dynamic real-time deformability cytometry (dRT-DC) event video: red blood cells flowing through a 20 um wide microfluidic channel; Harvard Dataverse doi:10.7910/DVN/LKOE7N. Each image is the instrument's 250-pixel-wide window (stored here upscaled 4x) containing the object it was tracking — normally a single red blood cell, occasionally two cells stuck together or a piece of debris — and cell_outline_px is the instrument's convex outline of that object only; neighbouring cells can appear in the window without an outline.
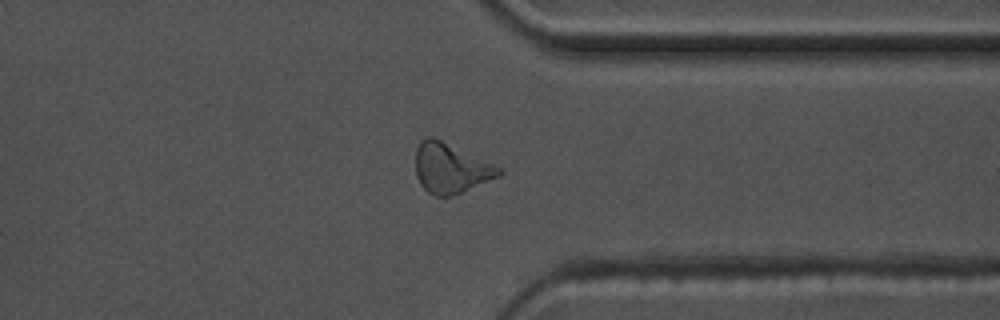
{"species": "common noctule bat (a hibernating species)", "species_latin": "Nyctalus noctula", "temperature_condition": "warm", "stored_images_in_passage": 35, "camera_frame_rate_fps": 3000, "um_per_image_px": 0.085, "animal": {"sex": "male", "body_mass_g": 17.5, "forearm_length_mm": 52.3}, "frame": {"image": 1, "passage_image": 26, "time_ms": 8.333, "image_size_px": [1000, 320], "cell_outline_px": [[504, 172], [500, 176], [460, 192], [448, 196], [436, 196], [428, 192], [420, 184], [416, 176], [416, 148], [420, 140], [424, 136], [432, 136], [492, 164], [500, 168]], "centroid_in_image_um": [38.26, 14.29], "position_along_channel_um": 373.1, "area_um2": 23.76}}
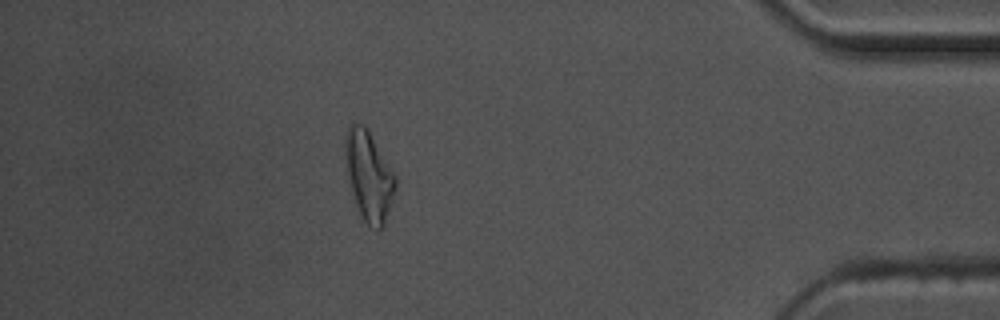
{"frame": {"image": 2, "passage_image": 32, "time_ms": 10.333, "image_size_px": [1000, 320], "cell_outline_px": [[396, 188], [384, 224], [380, 228], [368, 224], [364, 220], [356, 204], [348, 172], [344, 152], [344, 132], [348, 124], [364, 124], [368, 128], [396, 172]], "centroid_in_image_um": [31.37, 14.82], "position_along_channel_um": 403.8, "area_um2": 26.18}}